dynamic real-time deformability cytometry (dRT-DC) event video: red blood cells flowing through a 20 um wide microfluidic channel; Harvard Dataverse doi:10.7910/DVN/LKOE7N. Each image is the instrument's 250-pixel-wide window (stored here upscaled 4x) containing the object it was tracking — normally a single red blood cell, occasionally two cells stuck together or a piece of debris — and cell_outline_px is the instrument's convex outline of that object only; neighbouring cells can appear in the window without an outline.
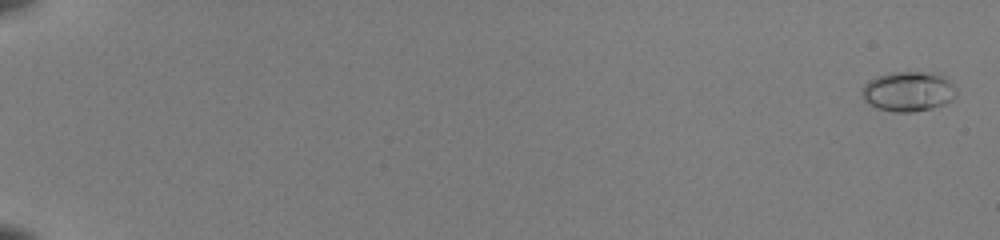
{"species": "common noctule bat (a hibernating species)", "species_latin": "Nyctalus noctula", "temperature_condition": "room temperature", "stored_images_in_passage": 54, "camera_frame_rate_fps": 3000, "um_per_image_px": 0.085, "animal": {"sex": "female", "body_mass_g": 22.0, "forearm_length_mm": 56.7}, "frame": {"image": 1, "passage_image": 2, "time_ms": 0.333, "image_size_px": [1000, 240], "cell_outline_px": [[956, 96], [952, 100], [932, 108], [912, 112], [896, 112], [876, 108], [868, 104], [864, 100], [860, 92], [864, 84], [868, 80], [876, 76], [892, 72], [932, 72], [944, 76], [952, 80], [956, 88]], "centroid_in_image_um": [77.2, 7.76], "position_along_channel_um": 7.8, "area_um2": 22.31}}
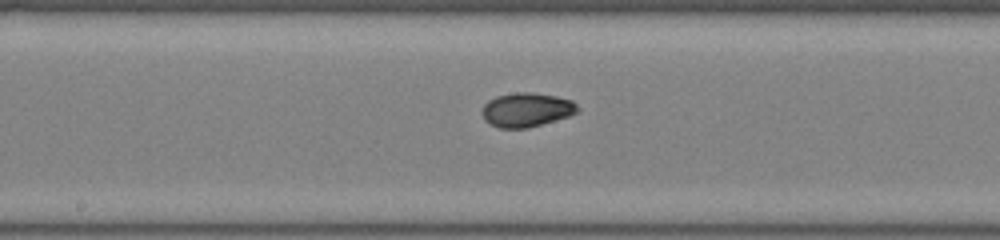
{"frame": {"image": 2, "passage_image": 32, "time_ms": 10.333, "image_size_px": [1000, 240], "cell_outline_px": [[580, 112], [568, 116], [528, 128], [500, 128], [488, 124], [484, 120], [480, 112], [484, 104], [488, 100], [496, 96], [516, 92], [532, 92], [556, 96], [572, 100], [580, 108]], "centroid_in_image_um": [44.73, 9.33], "position_along_channel_um": 203.5, "area_um2": 19.25}}
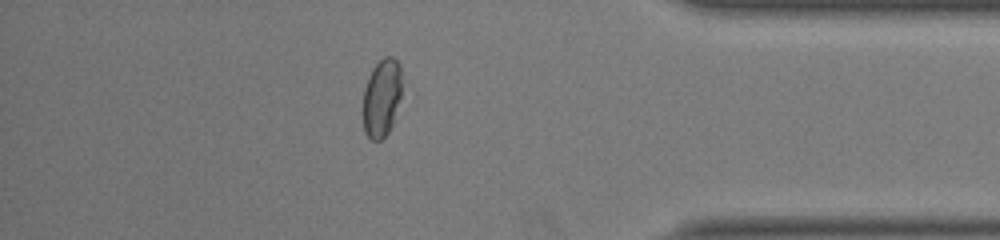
{"frame": {"image": 3, "passage_image": 48, "time_ms": 15.667, "image_size_px": [1000, 240], "cell_outline_px": [[400, 96], [392, 124], [388, 132], [380, 140], [372, 140], [364, 132], [364, 88], [368, 76], [372, 68], [384, 56], [392, 56], [400, 64]], "centroid_in_image_um": [32.43, 8.28], "position_along_channel_um": 402.8, "area_um2": 17.34}, "authors_computed_cell_mechanics": {"area_um2": 18.6983, "velocity_mm_per_s": 4.0868, "shape_relaxation_time_tau1_ms": 3.354, "shape_relaxation_time_tau2_ms": 1.4352, "deformation_change_tau1": 0.1193, "deformation_change_tau2": 0.0356}}